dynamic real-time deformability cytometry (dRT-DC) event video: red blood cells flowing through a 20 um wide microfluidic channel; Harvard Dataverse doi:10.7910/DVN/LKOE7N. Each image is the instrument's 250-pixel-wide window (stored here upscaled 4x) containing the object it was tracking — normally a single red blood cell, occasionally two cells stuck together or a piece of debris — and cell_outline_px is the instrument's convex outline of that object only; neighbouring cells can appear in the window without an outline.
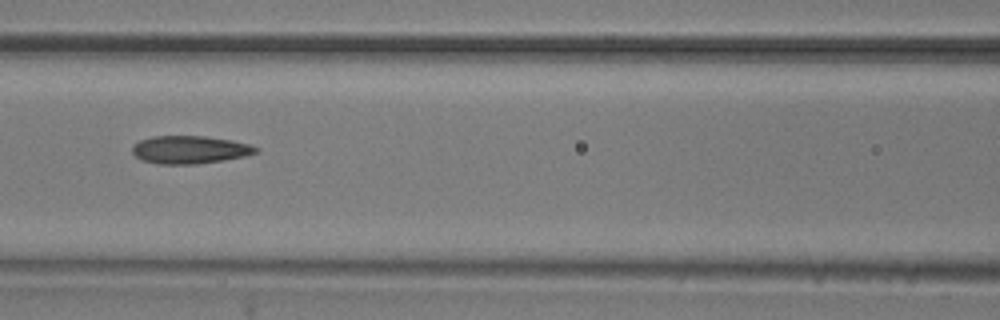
{"species": "common noctule bat (a hibernating species)", "species_latin": "Nyctalus noctula", "temperature_condition": "room temperature", "stored_images_in_passage": 9, "camera_frame_rate_fps": 3000, "um_per_image_px": 0.085, "animal": {"sex": "male", "body_mass_g": 20.5, "forearm_length_mm": 52.5}, "frame": {"image": 1, "passage_image": 6, "time_ms": 5.667, "image_size_px": [1000, 320], "cell_outline_px": [[260, 148], [256, 152], [244, 156], [224, 160], [196, 164], [156, 164], [144, 160], [136, 156], [132, 152], [132, 144], [140, 140], [152, 136], [204, 136], [232, 140], [252, 144]], "centroid_in_image_um": [16.14, 12.72], "position_along_channel_um": 150.5, "area_um2": 20.17}}
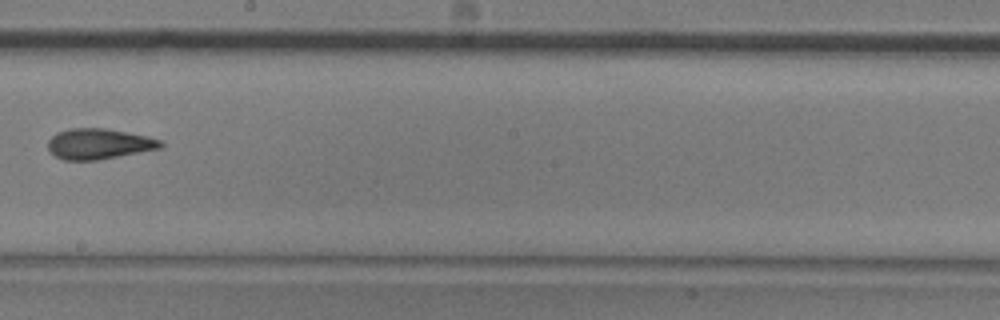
{"frame": {"image": 2, "passage_image": 8, "time_ms": 8.0, "image_size_px": [1000, 320], "cell_outline_px": [[164, 144], [160, 148], [96, 160], [64, 160], [56, 156], [48, 148], [48, 140], [56, 132], [72, 128], [104, 128], [148, 136], [160, 140]], "centroid_in_image_um": [8.38, 12.22], "position_along_channel_um": 239.8, "area_um2": 19.83}}
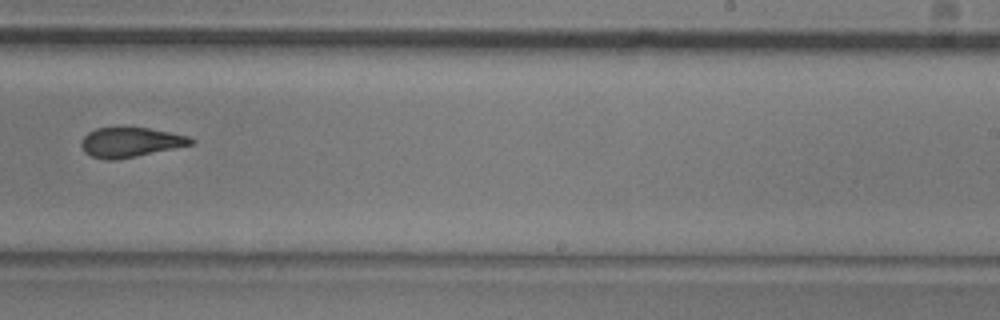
{"frame": {"image": 3, "passage_image": 9, "time_ms": 9.0, "image_size_px": [1000, 320], "cell_outline_px": [[196, 144], [116, 160], [104, 160], [92, 156], [84, 152], [80, 144], [84, 136], [88, 132], [96, 128], [148, 128], [188, 136], [196, 140]], "centroid_in_image_um": [11.1, 12.1], "position_along_channel_um": 277.9, "area_um2": 18.96}}